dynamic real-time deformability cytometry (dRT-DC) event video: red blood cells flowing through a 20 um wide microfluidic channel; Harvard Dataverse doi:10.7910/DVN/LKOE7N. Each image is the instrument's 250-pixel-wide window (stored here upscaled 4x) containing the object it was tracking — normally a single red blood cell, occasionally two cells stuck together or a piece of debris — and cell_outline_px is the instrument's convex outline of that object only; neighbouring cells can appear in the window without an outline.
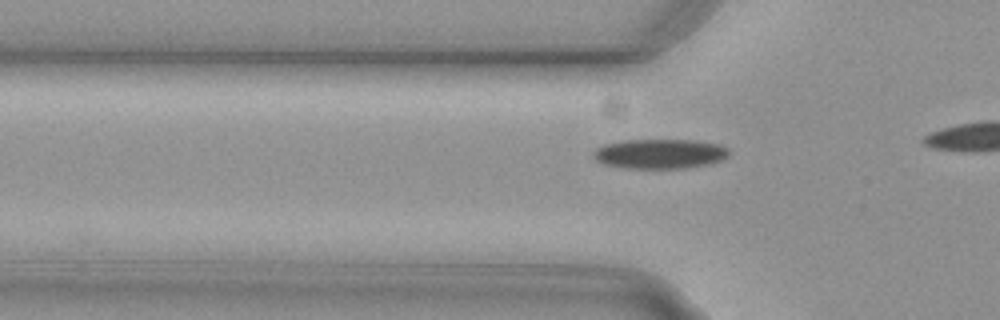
{"species": "common noctule bat (a hibernating species)", "species_latin": "Nyctalus noctula", "temperature_condition": "cold", "stored_images_in_passage": 20, "camera_frame_rate_fps": 3000, "um_per_image_px": 0.085, "animal": {"sex": "female", "body_mass_g": 29.2, "forearm_length_mm": 56.3}, "frame": {"image": 1, "passage_image": 14, "time_ms": 4.333, "image_size_px": [1000, 320], "cell_outline_px": [[728, 156], [720, 160], [708, 164], [688, 168], [624, 168], [604, 164], [596, 160], [592, 156], [592, 152], [596, 148], [604, 144], [620, 140], [696, 140], [720, 144], [728, 148]], "centroid_in_image_um": [56.06, 13.06], "position_along_channel_um": 69.7, "area_um2": 23.64}}
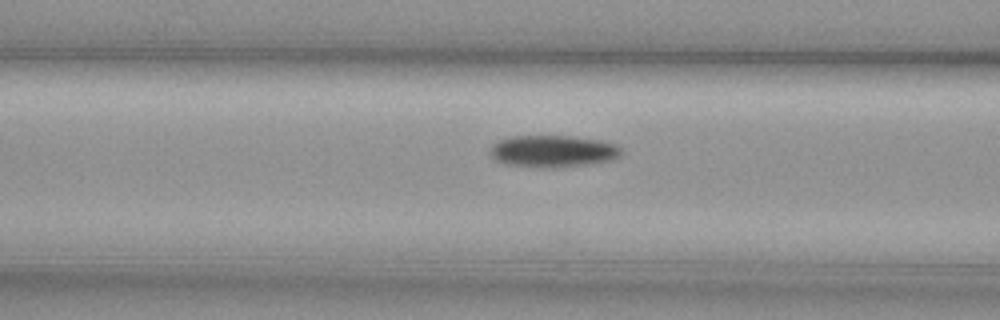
{"frame": {"image": 2, "passage_image": 18, "time_ms": 5.667, "image_size_px": [1000, 320], "cell_outline_px": [[620, 156], [612, 160], [584, 164], [552, 168], [508, 164], [496, 160], [488, 152], [492, 144], [496, 140], [512, 136], [572, 136], [600, 140], [616, 144], [620, 148]], "centroid_in_image_um": [46.96, 12.83], "position_along_channel_um": 119.6, "area_um2": 24.28}}